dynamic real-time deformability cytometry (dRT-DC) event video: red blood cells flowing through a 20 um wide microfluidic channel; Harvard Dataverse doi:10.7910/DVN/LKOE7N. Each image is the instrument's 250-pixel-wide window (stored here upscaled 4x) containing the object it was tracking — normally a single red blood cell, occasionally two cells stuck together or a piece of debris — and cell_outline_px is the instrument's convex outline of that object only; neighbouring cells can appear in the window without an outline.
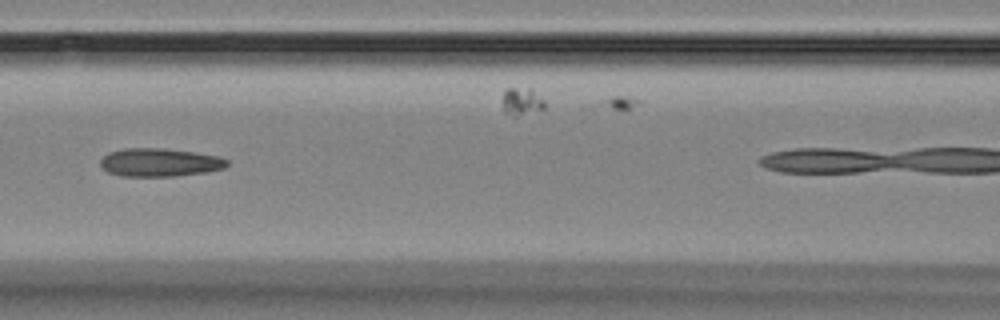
{"species": "Egyptian fruit bat (a non-hibernating species)", "species_latin": "Rousettus aegyptiacus", "temperature_condition": "room temperature", "stored_images_in_passage": 6, "camera_frame_rate_fps": 3000, "um_per_image_px": 0.085, "animal": {"sex": "female"}, "frame": {"image": 1, "passage_image": 5, "time_ms": 4.667, "image_size_px": [1000, 320], "cell_outline_px": [[228, 164], [224, 168], [204, 172], [172, 176], [120, 176], [108, 172], [100, 164], [100, 160], [108, 152], [124, 148], [164, 148], [192, 152], [216, 156], [228, 160]], "centroid_in_image_um": [13.53, 13.8], "position_along_channel_um": 153.1, "area_um2": 20.63}}